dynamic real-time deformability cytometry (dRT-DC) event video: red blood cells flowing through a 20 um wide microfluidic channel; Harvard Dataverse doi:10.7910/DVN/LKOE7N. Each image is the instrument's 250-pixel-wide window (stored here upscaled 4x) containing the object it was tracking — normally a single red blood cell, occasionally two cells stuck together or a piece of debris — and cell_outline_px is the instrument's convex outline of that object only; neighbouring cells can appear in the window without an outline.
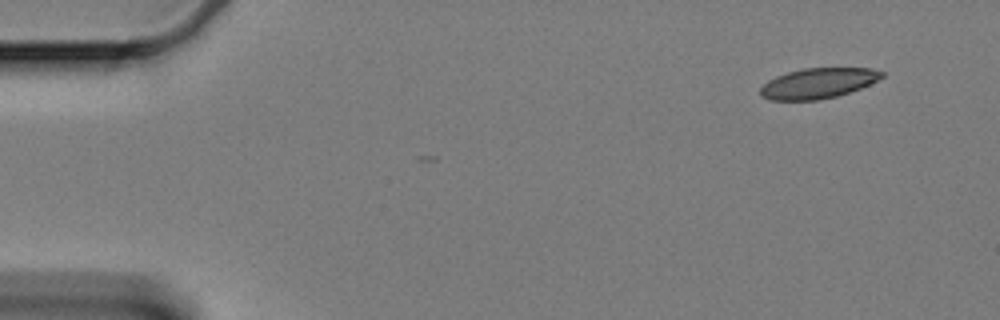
{"species": "Egyptian fruit bat (a non-hibernating species)", "species_latin": "Rousettus aegyptiacus", "temperature_condition": "cold", "stored_images_in_passage": 3, "camera_frame_rate_fps": 3000, "um_per_image_px": 0.085, "animal": {"sex": "female"}, "frame": {"image": 1, "passage_image": 1, "time_ms": 0.0, "image_size_px": [1000, 320], "cell_outline_px": [[884, 76], [860, 88], [836, 96], [820, 100], [768, 100], [760, 96], [760, 88], [768, 80], [776, 76], [788, 72], [804, 68], [872, 68], [884, 72]], "centroid_in_image_um": [69.5, 7.08], "position_along_channel_um": 15.5, "area_um2": 21.39}}